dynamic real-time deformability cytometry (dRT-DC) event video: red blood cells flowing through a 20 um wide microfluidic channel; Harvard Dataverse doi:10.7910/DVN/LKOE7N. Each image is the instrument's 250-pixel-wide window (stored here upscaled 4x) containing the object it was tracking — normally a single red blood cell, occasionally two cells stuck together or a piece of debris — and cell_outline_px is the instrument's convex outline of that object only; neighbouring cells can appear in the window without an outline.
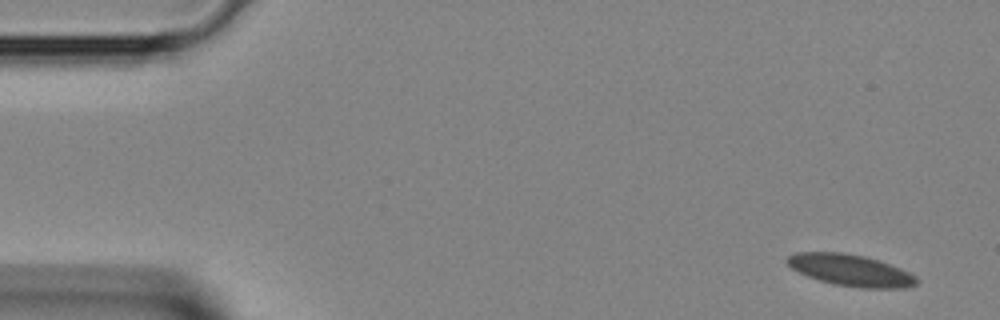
{"species": "Egyptian fruit bat (a non-hibernating species)", "species_latin": "Rousettus aegyptiacus", "temperature_condition": "room temperature", "stored_images_in_passage": 2, "segment_of_instrument_passage": [2, 2], "camera_frame_rate_fps": 3000, "um_per_image_px": 0.085, "animal": {"sex": "female"}, "frame": {"image": 1, "passage_image": 2, "time_ms": 0.333, "image_size_px": [1000, 320], "cell_outline_px": [[920, 280], [916, 284], [904, 288], [860, 288], [832, 284], [808, 276], [792, 268], [784, 260], [788, 256], [796, 252], [840, 252], [864, 256], [880, 260], [900, 268], [916, 276]], "centroid_in_image_um": [72.32, 22.97], "position_along_channel_um": 12.7, "area_um2": 23.87}}